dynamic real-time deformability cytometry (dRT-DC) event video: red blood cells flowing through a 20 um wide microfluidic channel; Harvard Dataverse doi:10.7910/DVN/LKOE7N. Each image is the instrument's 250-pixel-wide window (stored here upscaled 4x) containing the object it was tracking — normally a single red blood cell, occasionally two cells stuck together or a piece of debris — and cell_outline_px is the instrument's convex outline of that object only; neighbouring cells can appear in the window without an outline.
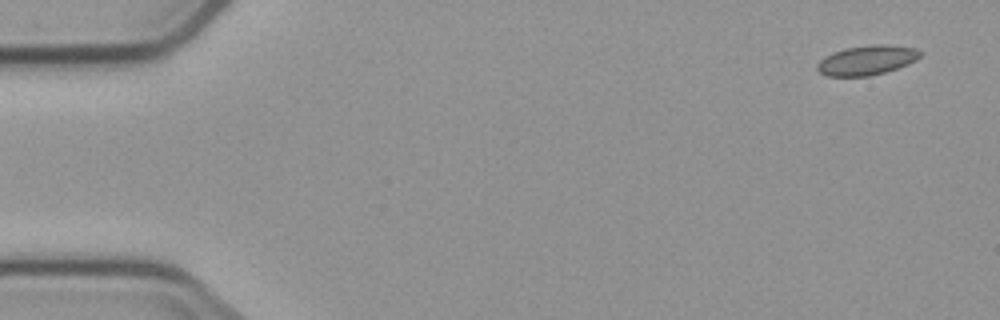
{"species": "common noctule bat (a hibernating species)", "species_latin": "Nyctalus noctula", "temperature_condition": "cold", "stored_images_in_passage": 5, "camera_frame_rate_fps": 3000, "um_per_image_px": 0.085, "animal": {"sex": "male", "body_mass_g": 23.1, "forearm_length_mm": 52.7}, "frame": {"image": 1, "passage_image": 1, "time_ms": 0.0, "image_size_px": [1000, 320], "cell_outline_px": [[924, 52], [916, 60], [908, 64], [884, 72], [868, 76], [828, 76], [820, 72], [816, 68], [816, 64], [824, 56], [832, 52], [844, 48], [872, 44], [884, 44], [916, 48]], "centroid_in_image_um": [73.68, 5.1], "position_along_channel_um": 11.3, "area_um2": 17.86}}